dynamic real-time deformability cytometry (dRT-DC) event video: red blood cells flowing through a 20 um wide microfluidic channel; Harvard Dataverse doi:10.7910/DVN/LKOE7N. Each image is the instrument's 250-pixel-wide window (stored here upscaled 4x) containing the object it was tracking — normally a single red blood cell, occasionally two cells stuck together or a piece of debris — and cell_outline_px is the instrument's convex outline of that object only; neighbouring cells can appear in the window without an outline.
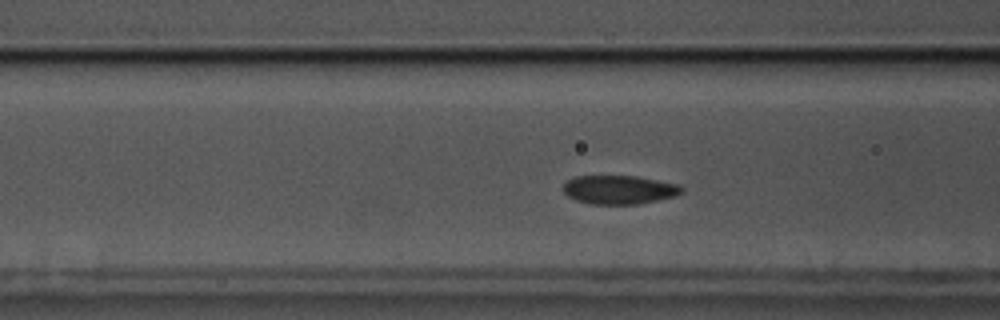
{"species": "common noctule bat (a hibernating species)", "species_latin": "Nyctalus noctula", "temperature_condition": "cold", "stored_images_in_passage": 53, "camera_frame_rate_fps": 3000, "um_per_image_px": 0.085, "animal": {"sex": "male", "body_mass_g": 17.5, "forearm_length_mm": 52.3}, "frame": {"image": 1, "passage_image": 17, "time_ms": 5.333, "image_size_px": [1000, 320], "cell_outline_px": [[684, 192], [676, 196], [636, 204], [592, 204], [576, 200], [568, 196], [564, 192], [564, 184], [568, 180], [576, 176], [636, 176], [680, 184], [684, 188]], "centroid_in_image_um": [52.67, 16.12], "position_along_channel_um": 113.9, "area_um2": 19.83}}
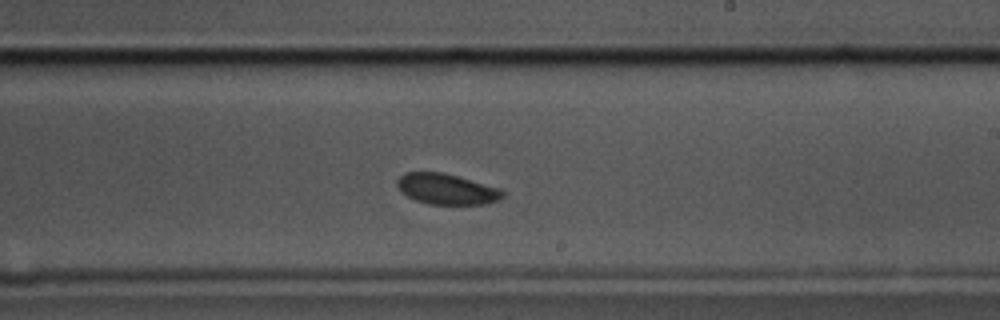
{"frame": {"image": 2, "passage_image": 29, "time_ms": 9.333, "image_size_px": [1000, 320], "cell_outline_px": [[504, 196], [500, 200], [488, 204], [428, 204], [416, 200], [408, 196], [396, 184], [396, 180], [404, 172], [444, 172], [500, 188], [504, 192]], "centroid_in_image_um": [38.0, 16.07], "position_along_channel_um": 251.0, "area_um2": 18.9}}
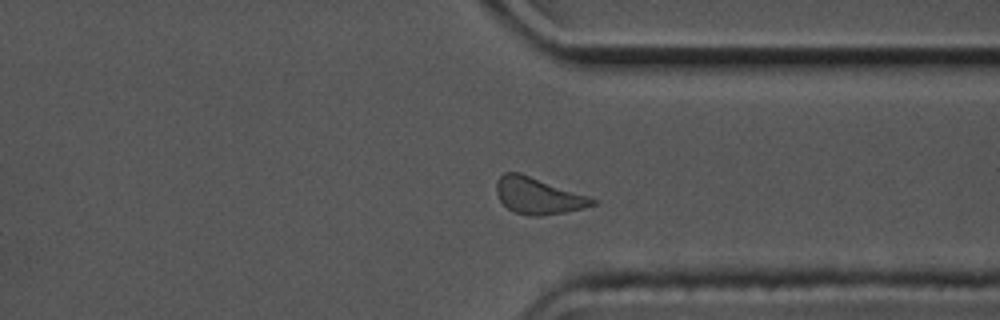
{"frame": {"image": 3, "passage_image": 39, "time_ms": 12.667, "image_size_px": [1000, 320], "cell_outline_px": [[596, 204], [584, 208], [564, 212], [540, 216], [528, 216], [512, 212], [500, 200], [496, 192], [496, 180], [504, 172], [520, 172], [588, 196], [596, 200]], "centroid_in_image_um": [45.7, 16.64], "position_along_channel_um": 365.7, "area_um2": 20.4}, "authors_computed_cell_mechanics": {"area_um2": 20.1144, "velocity_mm_per_s": 3.4322, "shape_relaxation_time_tau1_ms": 7.8245, "shape_relaxation_time_tau2_ms": null, "deformation_change_tau1": 0.1607, "deformation_change_tau2": null}}